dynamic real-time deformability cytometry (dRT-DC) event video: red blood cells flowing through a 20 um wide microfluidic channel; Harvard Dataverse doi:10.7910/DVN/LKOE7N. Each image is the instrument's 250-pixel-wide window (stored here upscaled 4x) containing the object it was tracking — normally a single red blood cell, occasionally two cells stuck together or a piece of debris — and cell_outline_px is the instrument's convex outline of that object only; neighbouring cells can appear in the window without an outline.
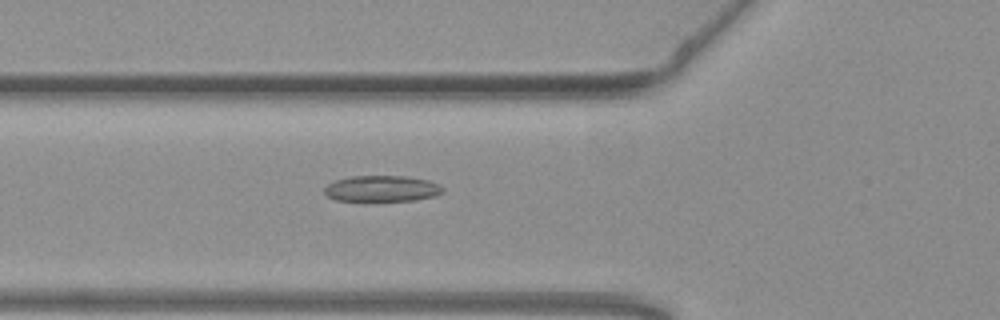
{"species": "common noctule bat (a hibernating species)", "species_latin": "Nyctalus noctula", "temperature_condition": "warm", "stored_images_in_passage": 37, "camera_frame_rate_fps": 3000, "um_per_image_px": 0.085, "animal": {"sex": "female", "body_mass_g": 19.3, "forearm_length_mm": 54.1}, "frame": {"image": 1, "passage_image": 4, "time_ms": 1.0, "image_size_px": [1000, 320], "cell_outline_px": [[444, 192], [436, 196], [416, 200], [376, 204], [336, 200], [328, 196], [324, 192], [324, 188], [328, 184], [336, 180], [352, 176], [404, 176], [428, 180], [440, 184], [444, 188]], "centroid_in_image_um": [32.48, 16.09], "position_along_channel_um": 93.3, "area_um2": 19.02}}
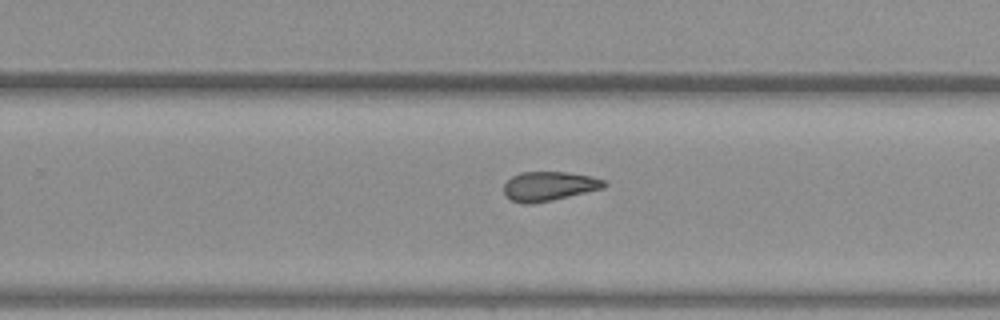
{"frame": {"image": 2, "passage_image": 19, "time_ms": 6.0, "image_size_px": [1000, 320], "cell_outline_px": [[608, 184], [604, 188], [552, 200], [532, 204], [524, 204], [512, 200], [504, 196], [504, 184], [512, 176], [520, 172], [564, 172], [592, 176], [604, 180]], "centroid_in_image_um": [46.66, 15.83], "position_along_channel_um": 283.1, "area_um2": 17.17}}
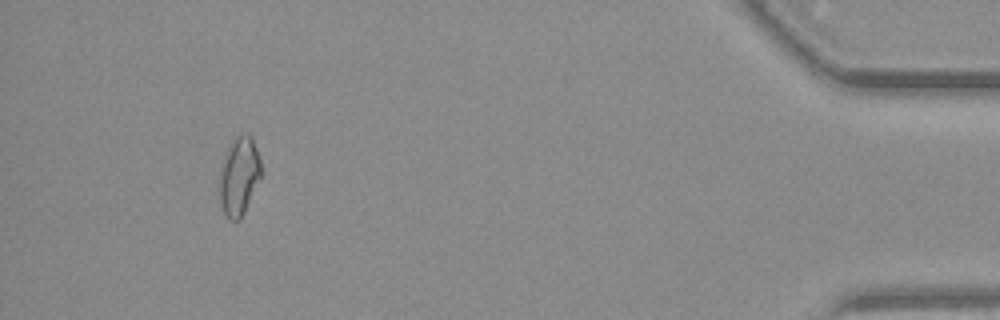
{"frame": {"image": 3, "passage_image": 35, "time_ms": 11.333, "image_size_px": [1000, 320], "cell_outline_px": [[260, 176], [244, 212], [240, 220], [228, 220], [224, 212], [220, 200], [220, 168], [228, 144], [236, 136], [248, 132], [252, 136], [260, 156]], "centroid_in_image_um": [20.31, 14.91], "position_along_channel_um": 414.9, "area_um2": 18.9}}